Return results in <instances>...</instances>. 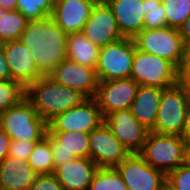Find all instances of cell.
I'll return each mask as SVG.
<instances>
[{
  "label": "cell",
  "instance_id": "obj_1",
  "mask_svg": "<svg viewBox=\"0 0 190 190\" xmlns=\"http://www.w3.org/2000/svg\"><path fill=\"white\" fill-rule=\"evenodd\" d=\"M67 36L49 16L40 20H29L20 40L26 45L35 64L43 75L67 58Z\"/></svg>",
  "mask_w": 190,
  "mask_h": 190
},
{
  "label": "cell",
  "instance_id": "obj_2",
  "mask_svg": "<svg viewBox=\"0 0 190 190\" xmlns=\"http://www.w3.org/2000/svg\"><path fill=\"white\" fill-rule=\"evenodd\" d=\"M25 97L47 123L58 114L80 105L87 99L79 91L57 83L49 75L31 83L26 88Z\"/></svg>",
  "mask_w": 190,
  "mask_h": 190
},
{
  "label": "cell",
  "instance_id": "obj_3",
  "mask_svg": "<svg viewBox=\"0 0 190 190\" xmlns=\"http://www.w3.org/2000/svg\"><path fill=\"white\" fill-rule=\"evenodd\" d=\"M0 127L11 140L22 141H41L48 131V123L26 97L0 114Z\"/></svg>",
  "mask_w": 190,
  "mask_h": 190
},
{
  "label": "cell",
  "instance_id": "obj_4",
  "mask_svg": "<svg viewBox=\"0 0 190 190\" xmlns=\"http://www.w3.org/2000/svg\"><path fill=\"white\" fill-rule=\"evenodd\" d=\"M185 141L179 135L149 132L138 154L147 164L167 175L185 163Z\"/></svg>",
  "mask_w": 190,
  "mask_h": 190
},
{
  "label": "cell",
  "instance_id": "obj_5",
  "mask_svg": "<svg viewBox=\"0 0 190 190\" xmlns=\"http://www.w3.org/2000/svg\"><path fill=\"white\" fill-rule=\"evenodd\" d=\"M136 46L133 38H121L99 49L95 69L98 81L130 78Z\"/></svg>",
  "mask_w": 190,
  "mask_h": 190
},
{
  "label": "cell",
  "instance_id": "obj_6",
  "mask_svg": "<svg viewBox=\"0 0 190 190\" xmlns=\"http://www.w3.org/2000/svg\"><path fill=\"white\" fill-rule=\"evenodd\" d=\"M133 40L136 49L164 58L176 68L181 64L186 47L178 29H143Z\"/></svg>",
  "mask_w": 190,
  "mask_h": 190
},
{
  "label": "cell",
  "instance_id": "obj_7",
  "mask_svg": "<svg viewBox=\"0 0 190 190\" xmlns=\"http://www.w3.org/2000/svg\"><path fill=\"white\" fill-rule=\"evenodd\" d=\"M130 78L139 86L163 89L177 83V68L164 58L136 49Z\"/></svg>",
  "mask_w": 190,
  "mask_h": 190
},
{
  "label": "cell",
  "instance_id": "obj_8",
  "mask_svg": "<svg viewBox=\"0 0 190 190\" xmlns=\"http://www.w3.org/2000/svg\"><path fill=\"white\" fill-rule=\"evenodd\" d=\"M190 96L178 84L163 88L152 132L182 136L185 110Z\"/></svg>",
  "mask_w": 190,
  "mask_h": 190
},
{
  "label": "cell",
  "instance_id": "obj_9",
  "mask_svg": "<svg viewBox=\"0 0 190 190\" xmlns=\"http://www.w3.org/2000/svg\"><path fill=\"white\" fill-rule=\"evenodd\" d=\"M104 122L95 98H87L80 105L58 114L48 123V131L90 133Z\"/></svg>",
  "mask_w": 190,
  "mask_h": 190
},
{
  "label": "cell",
  "instance_id": "obj_10",
  "mask_svg": "<svg viewBox=\"0 0 190 190\" xmlns=\"http://www.w3.org/2000/svg\"><path fill=\"white\" fill-rule=\"evenodd\" d=\"M128 190H163L166 175L149 164L138 154H129L115 167Z\"/></svg>",
  "mask_w": 190,
  "mask_h": 190
},
{
  "label": "cell",
  "instance_id": "obj_11",
  "mask_svg": "<svg viewBox=\"0 0 190 190\" xmlns=\"http://www.w3.org/2000/svg\"><path fill=\"white\" fill-rule=\"evenodd\" d=\"M89 144L90 159L98 168L116 167L130 154L105 122L89 133Z\"/></svg>",
  "mask_w": 190,
  "mask_h": 190
},
{
  "label": "cell",
  "instance_id": "obj_12",
  "mask_svg": "<svg viewBox=\"0 0 190 190\" xmlns=\"http://www.w3.org/2000/svg\"><path fill=\"white\" fill-rule=\"evenodd\" d=\"M139 85L132 78L98 81L95 99L102 116L114 111L130 109Z\"/></svg>",
  "mask_w": 190,
  "mask_h": 190
},
{
  "label": "cell",
  "instance_id": "obj_13",
  "mask_svg": "<svg viewBox=\"0 0 190 190\" xmlns=\"http://www.w3.org/2000/svg\"><path fill=\"white\" fill-rule=\"evenodd\" d=\"M82 33L99 48L122 37L111 7L105 0H97Z\"/></svg>",
  "mask_w": 190,
  "mask_h": 190
},
{
  "label": "cell",
  "instance_id": "obj_14",
  "mask_svg": "<svg viewBox=\"0 0 190 190\" xmlns=\"http://www.w3.org/2000/svg\"><path fill=\"white\" fill-rule=\"evenodd\" d=\"M104 122L130 154L142 150L150 131L138 122L131 109L114 111L104 118Z\"/></svg>",
  "mask_w": 190,
  "mask_h": 190
},
{
  "label": "cell",
  "instance_id": "obj_15",
  "mask_svg": "<svg viewBox=\"0 0 190 190\" xmlns=\"http://www.w3.org/2000/svg\"><path fill=\"white\" fill-rule=\"evenodd\" d=\"M49 76L57 83L79 91L86 98H95L98 79L95 69L68 58L58 64Z\"/></svg>",
  "mask_w": 190,
  "mask_h": 190
},
{
  "label": "cell",
  "instance_id": "obj_16",
  "mask_svg": "<svg viewBox=\"0 0 190 190\" xmlns=\"http://www.w3.org/2000/svg\"><path fill=\"white\" fill-rule=\"evenodd\" d=\"M55 170L76 157L90 158L89 133L74 131H47Z\"/></svg>",
  "mask_w": 190,
  "mask_h": 190
},
{
  "label": "cell",
  "instance_id": "obj_17",
  "mask_svg": "<svg viewBox=\"0 0 190 190\" xmlns=\"http://www.w3.org/2000/svg\"><path fill=\"white\" fill-rule=\"evenodd\" d=\"M3 51L11 71V80L20 83L25 89L44 76L21 40L7 41Z\"/></svg>",
  "mask_w": 190,
  "mask_h": 190
},
{
  "label": "cell",
  "instance_id": "obj_18",
  "mask_svg": "<svg viewBox=\"0 0 190 190\" xmlns=\"http://www.w3.org/2000/svg\"><path fill=\"white\" fill-rule=\"evenodd\" d=\"M97 0H54L51 17L66 33L82 32Z\"/></svg>",
  "mask_w": 190,
  "mask_h": 190
},
{
  "label": "cell",
  "instance_id": "obj_19",
  "mask_svg": "<svg viewBox=\"0 0 190 190\" xmlns=\"http://www.w3.org/2000/svg\"><path fill=\"white\" fill-rule=\"evenodd\" d=\"M111 7L122 37L134 38L144 29V0H105Z\"/></svg>",
  "mask_w": 190,
  "mask_h": 190
},
{
  "label": "cell",
  "instance_id": "obj_20",
  "mask_svg": "<svg viewBox=\"0 0 190 190\" xmlns=\"http://www.w3.org/2000/svg\"><path fill=\"white\" fill-rule=\"evenodd\" d=\"M98 169L90 158L76 157L54 171L64 190H88L95 171Z\"/></svg>",
  "mask_w": 190,
  "mask_h": 190
},
{
  "label": "cell",
  "instance_id": "obj_21",
  "mask_svg": "<svg viewBox=\"0 0 190 190\" xmlns=\"http://www.w3.org/2000/svg\"><path fill=\"white\" fill-rule=\"evenodd\" d=\"M37 176L25 159L7 156L0 162V190H29Z\"/></svg>",
  "mask_w": 190,
  "mask_h": 190
},
{
  "label": "cell",
  "instance_id": "obj_22",
  "mask_svg": "<svg viewBox=\"0 0 190 190\" xmlns=\"http://www.w3.org/2000/svg\"><path fill=\"white\" fill-rule=\"evenodd\" d=\"M163 89L139 86L131 105V112L138 122L150 132L154 130Z\"/></svg>",
  "mask_w": 190,
  "mask_h": 190
},
{
  "label": "cell",
  "instance_id": "obj_23",
  "mask_svg": "<svg viewBox=\"0 0 190 190\" xmlns=\"http://www.w3.org/2000/svg\"><path fill=\"white\" fill-rule=\"evenodd\" d=\"M66 48L68 59L96 69L100 48L87 39L82 32L68 34Z\"/></svg>",
  "mask_w": 190,
  "mask_h": 190
},
{
  "label": "cell",
  "instance_id": "obj_24",
  "mask_svg": "<svg viewBox=\"0 0 190 190\" xmlns=\"http://www.w3.org/2000/svg\"><path fill=\"white\" fill-rule=\"evenodd\" d=\"M27 161L38 175L54 173V158L50 141L46 136L41 141L36 142L33 152Z\"/></svg>",
  "mask_w": 190,
  "mask_h": 190
},
{
  "label": "cell",
  "instance_id": "obj_25",
  "mask_svg": "<svg viewBox=\"0 0 190 190\" xmlns=\"http://www.w3.org/2000/svg\"><path fill=\"white\" fill-rule=\"evenodd\" d=\"M29 20L18 10H8L0 17V36L7 42L20 40Z\"/></svg>",
  "mask_w": 190,
  "mask_h": 190
},
{
  "label": "cell",
  "instance_id": "obj_26",
  "mask_svg": "<svg viewBox=\"0 0 190 190\" xmlns=\"http://www.w3.org/2000/svg\"><path fill=\"white\" fill-rule=\"evenodd\" d=\"M88 190H128L115 167L98 168Z\"/></svg>",
  "mask_w": 190,
  "mask_h": 190
},
{
  "label": "cell",
  "instance_id": "obj_27",
  "mask_svg": "<svg viewBox=\"0 0 190 190\" xmlns=\"http://www.w3.org/2000/svg\"><path fill=\"white\" fill-rule=\"evenodd\" d=\"M54 0H17L16 10L28 20L48 18L53 13Z\"/></svg>",
  "mask_w": 190,
  "mask_h": 190
},
{
  "label": "cell",
  "instance_id": "obj_28",
  "mask_svg": "<svg viewBox=\"0 0 190 190\" xmlns=\"http://www.w3.org/2000/svg\"><path fill=\"white\" fill-rule=\"evenodd\" d=\"M167 26L178 29L190 16V0H162Z\"/></svg>",
  "mask_w": 190,
  "mask_h": 190
},
{
  "label": "cell",
  "instance_id": "obj_29",
  "mask_svg": "<svg viewBox=\"0 0 190 190\" xmlns=\"http://www.w3.org/2000/svg\"><path fill=\"white\" fill-rule=\"evenodd\" d=\"M26 94V89L14 80L0 81V114L17 105Z\"/></svg>",
  "mask_w": 190,
  "mask_h": 190
},
{
  "label": "cell",
  "instance_id": "obj_30",
  "mask_svg": "<svg viewBox=\"0 0 190 190\" xmlns=\"http://www.w3.org/2000/svg\"><path fill=\"white\" fill-rule=\"evenodd\" d=\"M144 29L167 27V18L162 0H144Z\"/></svg>",
  "mask_w": 190,
  "mask_h": 190
},
{
  "label": "cell",
  "instance_id": "obj_31",
  "mask_svg": "<svg viewBox=\"0 0 190 190\" xmlns=\"http://www.w3.org/2000/svg\"><path fill=\"white\" fill-rule=\"evenodd\" d=\"M166 184L172 190H190V165L183 163L166 175Z\"/></svg>",
  "mask_w": 190,
  "mask_h": 190
},
{
  "label": "cell",
  "instance_id": "obj_32",
  "mask_svg": "<svg viewBox=\"0 0 190 190\" xmlns=\"http://www.w3.org/2000/svg\"><path fill=\"white\" fill-rule=\"evenodd\" d=\"M177 83L190 96V47L185 48L183 59L177 68Z\"/></svg>",
  "mask_w": 190,
  "mask_h": 190
},
{
  "label": "cell",
  "instance_id": "obj_33",
  "mask_svg": "<svg viewBox=\"0 0 190 190\" xmlns=\"http://www.w3.org/2000/svg\"><path fill=\"white\" fill-rule=\"evenodd\" d=\"M38 141L11 140L8 156L28 160Z\"/></svg>",
  "mask_w": 190,
  "mask_h": 190
},
{
  "label": "cell",
  "instance_id": "obj_34",
  "mask_svg": "<svg viewBox=\"0 0 190 190\" xmlns=\"http://www.w3.org/2000/svg\"><path fill=\"white\" fill-rule=\"evenodd\" d=\"M29 190H64L54 174L38 175Z\"/></svg>",
  "mask_w": 190,
  "mask_h": 190
},
{
  "label": "cell",
  "instance_id": "obj_35",
  "mask_svg": "<svg viewBox=\"0 0 190 190\" xmlns=\"http://www.w3.org/2000/svg\"><path fill=\"white\" fill-rule=\"evenodd\" d=\"M11 139L0 127V162L8 156Z\"/></svg>",
  "mask_w": 190,
  "mask_h": 190
},
{
  "label": "cell",
  "instance_id": "obj_36",
  "mask_svg": "<svg viewBox=\"0 0 190 190\" xmlns=\"http://www.w3.org/2000/svg\"><path fill=\"white\" fill-rule=\"evenodd\" d=\"M11 80V71L3 50L0 51V81Z\"/></svg>",
  "mask_w": 190,
  "mask_h": 190
},
{
  "label": "cell",
  "instance_id": "obj_37",
  "mask_svg": "<svg viewBox=\"0 0 190 190\" xmlns=\"http://www.w3.org/2000/svg\"><path fill=\"white\" fill-rule=\"evenodd\" d=\"M178 31L185 47H190V16L178 28Z\"/></svg>",
  "mask_w": 190,
  "mask_h": 190
},
{
  "label": "cell",
  "instance_id": "obj_38",
  "mask_svg": "<svg viewBox=\"0 0 190 190\" xmlns=\"http://www.w3.org/2000/svg\"><path fill=\"white\" fill-rule=\"evenodd\" d=\"M182 137L185 140H190V98L185 110V119H184Z\"/></svg>",
  "mask_w": 190,
  "mask_h": 190
},
{
  "label": "cell",
  "instance_id": "obj_39",
  "mask_svg": "<svg viewBox=\"0 0 190 190\" xmlns=\"http://www.w3.org/2000/svg\"><path fill=\"white\" fill-rule=\"evenodd\" d=\"M17 0H0V7L6 10H16Z\"/></svg>",
  "mask_w": 190,
  "mask_h": 190
},
{
  "label": "cell",
  "instance_id": "obj_40",
  "mask_svg": "<svg viewBox=\"0 0 190 190\" xmlns=\"http://www.w3.org/2000/svg\"><path fill=\"white\" fill-rule=\"evenodd\" d=\"M185 163L190 165V140L185 141Z\"/></svg>",
  "mask_w": 190,
  "mask_h": 190
},
{
  "label": "cell",
  "instance_id": "obj_41",
  "mask_svg": "<svg viewBox=\"0 0 190 190\" xmlns=\"http://www.w3.org/2000/svg\"><path fill=\"white\" fill-rule=\"evenodd\" d=\"M6 41L0 36V51L4 49Z\"/></svg>",
  "mask_w": 190,
  "mask_h": 190
},
{
  "label": "cell",
  "instance_id": "obj_42",
  "mask_svg": "<svg viewBox=\"0 0 190 190\" xmlns=\"http://www.w3.org/2000/svg\"><path fill=\"white\" fill-rule=\"evenodd\" d=\"M7 11H8V10H6V9H4V8H2V7H0V17H1L2 14H5Z\"/></svg>",
  "mask_w": 190,
  "mask_h": 190
},
{
  "label": "cell",
  "instance_id": "obj_43",
  "mask_svg": "<svg viewBox=\"0 0 190 190\" xmlns=\"http://www.w3.org/2000/svg\"><path fill=\"white\" fill-rule=\"evenodd\" d=\"M163 190H172V189L166 184Z\"/></svg>",
  "mask_w": 190,
  "mask_h": 190
}]
</instances>
